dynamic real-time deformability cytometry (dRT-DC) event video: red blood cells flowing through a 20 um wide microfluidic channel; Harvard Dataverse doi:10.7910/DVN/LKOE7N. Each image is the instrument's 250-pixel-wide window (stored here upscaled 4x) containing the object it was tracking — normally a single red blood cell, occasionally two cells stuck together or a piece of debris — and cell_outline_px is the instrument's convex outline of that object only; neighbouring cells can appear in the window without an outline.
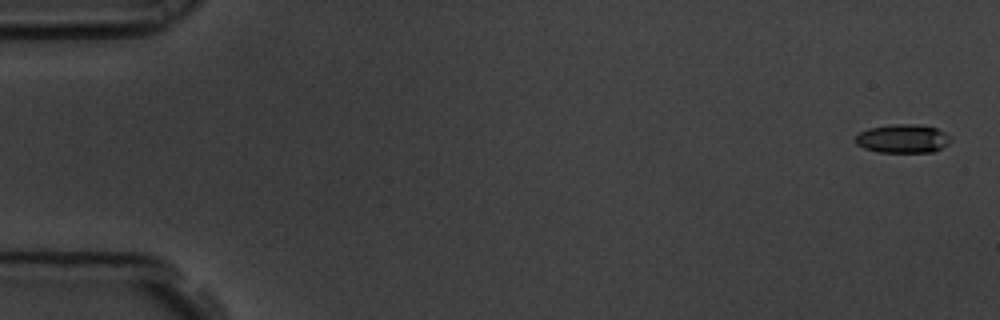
{"species": "common noctule bat (a hibernating species)", "species_latin": "Nyctalus noctula", "temperature_condition": "room temperature", "stored_images_in_passage": 5, "camera_frame_rate_fps": 3000, "um_per_image_px": 0.085, "animal": {"sex": "male", "body_mass_g": 19.5, "forearm_length_mm": 54.6}, "frame": {"image": 1, "passage_image": 1, "time_ms": 0.0, "image_size_px": [1000, 320], "cell_outline_px": [[948, 144], [932, 152], [880, 152], [864, 148], [856, 144], [856, 136], [860, 132], [868, 128], [892, 124], [912, 124], [936, 128], [944, 132], [948, 136]], "centroid_in_image_um": [76.69, 11.78], "position_along_channel_um": 8.3, "area_um2": 15.61}}
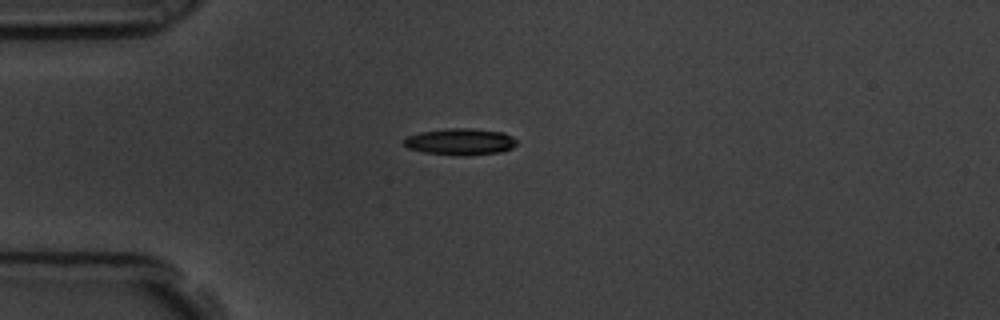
{"frame": {"image": 2, "passage_image": 5, "time_ms": 1.333, "image_size_px": [1000, 320], "cell_outline_px": [[516, 144], [512, 148], [500, 152], [464, 156], [460, 156], [424, 152], [408, 148], [404, 144], [404, 140], [408, 136], [420, 132], [452, 128], [468, 128], [504, 132], [512, 136], [516, 140]], "centroid_in_image_um": [39.14, 12.05], "position_along_channel_um": 45.9, "area_um2": 17.4}}